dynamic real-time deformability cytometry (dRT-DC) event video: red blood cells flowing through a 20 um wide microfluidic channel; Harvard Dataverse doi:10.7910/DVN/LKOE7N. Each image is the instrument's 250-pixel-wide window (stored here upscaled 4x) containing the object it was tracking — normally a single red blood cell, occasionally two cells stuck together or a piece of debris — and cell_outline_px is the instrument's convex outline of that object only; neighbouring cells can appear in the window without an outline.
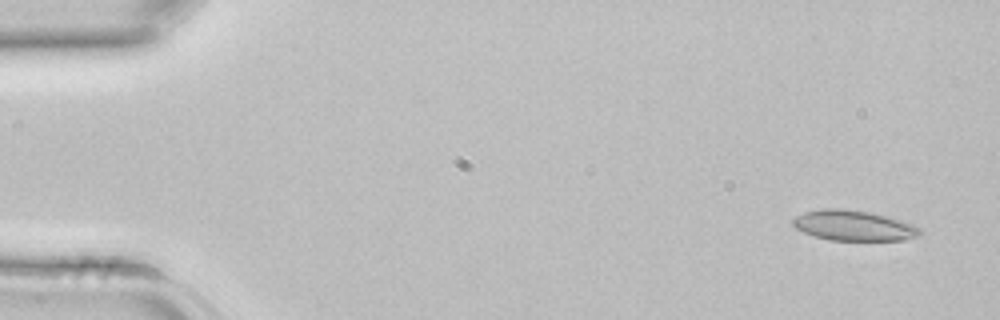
{"species": "common noctule bat (a hibernating species)", "species_latin": "Nyctalus noctula", "temperature_condition": "room temperature", "stored_images_in_passage": 4, "camera_frame_rate_fps": 3000, "um_per_image_px": 0.085, "animal": {"sex": "female", "body_mass_g": 22.7, "forearm_length_mm": 54.2}, "frame": {"image": 1, "passage_image": 1, "time_ms": 0.0, "image_size_px": [1000, 320], "cell_outline_px": [[920, 232], [916, 236], [904, 240], [828, 240], [812, 236], [796, 228], [792, 224], [792, 220], [796, 216], [804, 212], [824, 208], [840, 208], [868, 212], [900, 220], [912, 224], [920, 228]], "centroid_in_image_um": [72.5, 19.17], "position_along_channel_um": 12.5, "area_um2": 22.25}}